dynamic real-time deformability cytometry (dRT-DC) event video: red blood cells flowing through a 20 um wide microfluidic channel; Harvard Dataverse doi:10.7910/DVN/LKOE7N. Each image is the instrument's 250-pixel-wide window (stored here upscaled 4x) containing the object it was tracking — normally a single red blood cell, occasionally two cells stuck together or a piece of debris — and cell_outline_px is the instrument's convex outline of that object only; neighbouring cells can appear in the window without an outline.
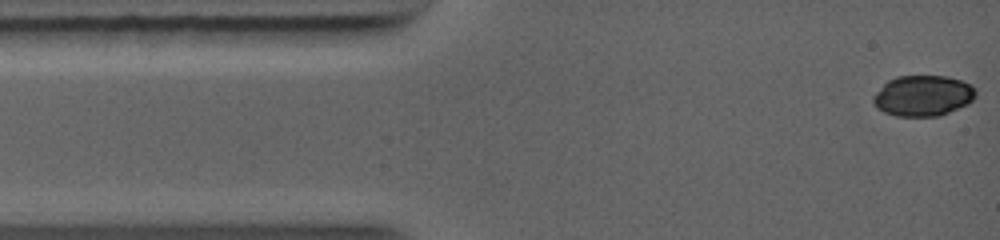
{"species": "common noctule bat (a hibernating species)", "species_latin": "Nyctalus noctula", "temperature_condition": "warm", "stored_images_in_passage": 39, "camera_frame_rate_fps": 5000, "um_per_image_px": 0.085, "animal": {"sex": "female", "body_mass_g": 19.0, "forearm_length_mm": 56.7}, "frame": {"image": 1, "passage_image": 1, "time_ms": 0.0, "image_size_px": [1000, 240], "cell_outline_px": [[976, 96], [968, 104], [940, 116], [896, 116], [884, 112], [876, 108], [872, 100], [872, 96], [888, 80], [896, 76], [948, 76], [972, 84], [976, 88]], "centroid_in_image_um": [78.46, 8.13], "position_along_channel_um": 6.5, "area_um2": 24.57}}
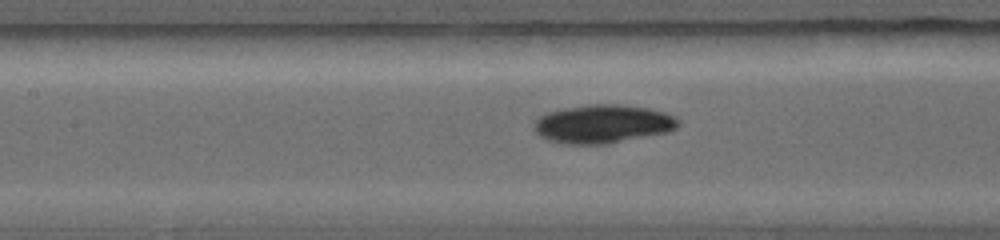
{"frame": {"image": 2, "passage_image": 17, "time_ms": 4.6, "image_size_px": [1000, 240], "cell_outline_px": [[680, 124], [676, 128], [668, 132], [608, 144], [560, 144], [548, 140], [540, 136], [532, 128], [532, 124], [540, 116], [548, 112], [564, 108], [588, 104], [620, 104], [648, 108], [664, 112], [676, 116], [680, 120]], "centroid_in_image_um": [51.24, 10.54], "position_along_channel_um": 156.2, "area_um2": 32.71}}
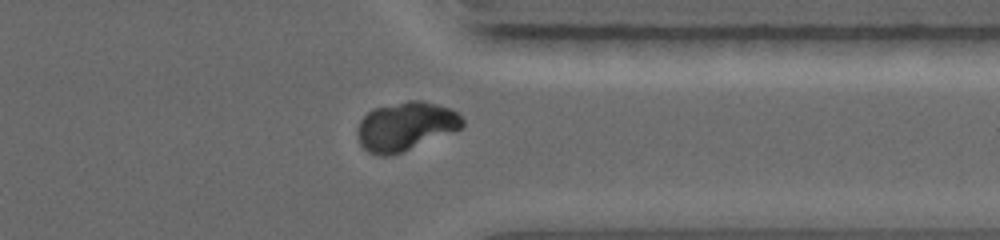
{"frame": {"image": 3, "passage_image": 34, "time_ms": 9.2, "image_size_px": [1000, 240], "cell_outline_px": [[464, 124], [460, 128], [400, 152], [388, 156], [380, 156], [368, 152], [360, 144], [356, 132], [360, 120], [372, 108], [408, 100], [420, 100], [452, 108], [464, 120]], "centroid_in_image_um": [34.43, 10.71], "position_along_channel_um": 377.0, "area_um2": 29.42}}